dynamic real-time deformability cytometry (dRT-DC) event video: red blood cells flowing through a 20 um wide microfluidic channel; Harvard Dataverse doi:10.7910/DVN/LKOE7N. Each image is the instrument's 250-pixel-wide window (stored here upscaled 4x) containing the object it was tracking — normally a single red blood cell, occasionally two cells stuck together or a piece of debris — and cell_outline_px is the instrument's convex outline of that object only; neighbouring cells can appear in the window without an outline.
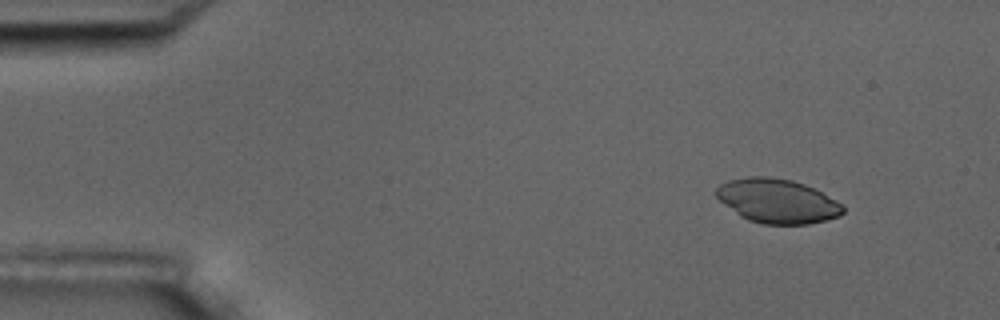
{"species": "common noctule bat (a hibernating species)", "species_latin": "Nyctalus noctula", "temperature_condition": "room temperature", "stored_images_in_passage": 3, "camera_frame_rate_fps": 3000, "um_per_image_px": 0.085, "animal": {"sex": "male", "body_mass_g": 17.5, "forearm_length_mm": 52.3}, "frame": {"image": 1, "passage_image": 1, "time_ms": 0.0, "image_size_px": [1000, 320], "cell_outline_px": [[844, 212], [840, 216], [808, 224], [764, 224], [748, 220], [740, 216], [724, 204], [716, 196], [716, 188], [720, 184], [728, 180], [748, 176], [768, 176], [792, 180], [804, 184], [836, 200], [844, 208]], "centroid_in_image_um": [66.05, 17.08], "position_along_channel_um": 19.0, "area_um2": 32.48}}